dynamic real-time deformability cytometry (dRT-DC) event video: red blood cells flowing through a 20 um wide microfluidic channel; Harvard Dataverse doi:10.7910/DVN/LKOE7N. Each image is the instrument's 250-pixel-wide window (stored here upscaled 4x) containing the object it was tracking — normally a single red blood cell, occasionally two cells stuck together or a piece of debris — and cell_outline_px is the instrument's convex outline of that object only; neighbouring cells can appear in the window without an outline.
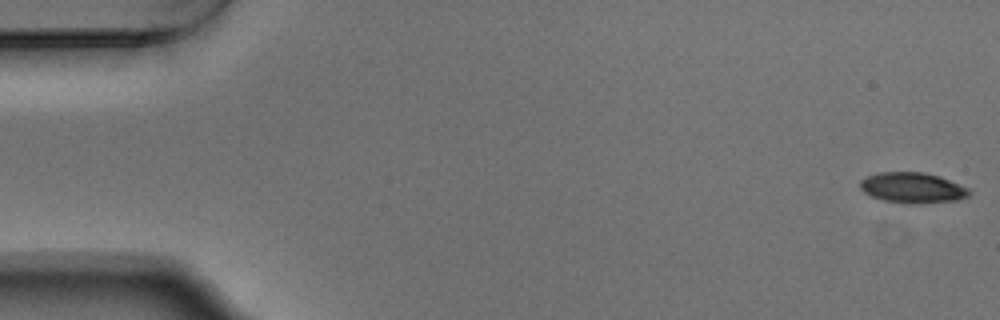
{"species": "Egyptian fruit bat (a non-hibernating species)", "species_latin": "Rousettus aegyptiacus", "temperature_condition": "warm", "stored_images_in_passage": 50, "camera_frame_rate_fps": 3000, "um_per_image_px": 0.085, "animal": {"sex": "male"}, "frame": {"image": 1, "passage_image": 1, "time_ms": 0.0, "image_size_px": [1000, 320], "cell_outline_px": [[972, 196], [960, 200], [920, 204], [904, 204], [884, 200], [872, 196], [864, 192], [860, 188], [860, 180], [868, 176], [880, 172], [924, 172], [940, 176], [968, 188], [972, 192]], "centroid_in_image_um": [77.62, 15.98], "position_along_channel_um": 7.4, "area_um2": 19.71}}
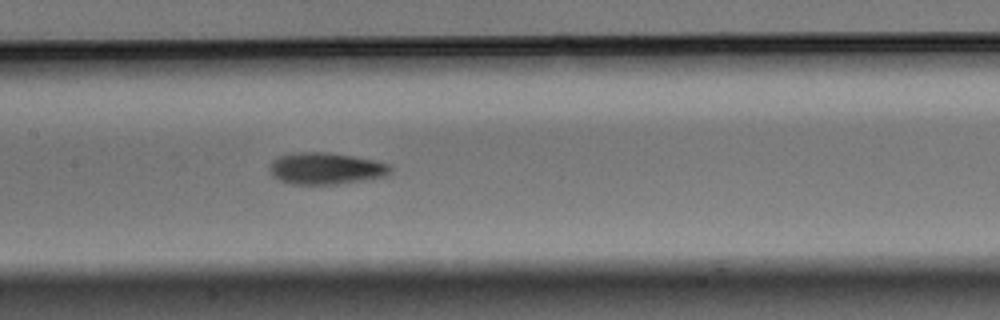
{"frame": {"image": 2, "passage_image": 26, "time_ms": 8.333, "image_size_px": [1000, 320], "cell_outline_px": [[392, 172], [384, 176], [364, 180], [336, 184], [292, 184], [280, 180], [272, 176], [268, 168], [272, 160], [280, 156], [296, 152], [324, 152], [352, 156], [372, 160], [388, 164], [392, 168]], "centroid_in_image_um": [27.66, 14.32], "position_along_channel_um": 179.7, "area_um2": 22.2}}
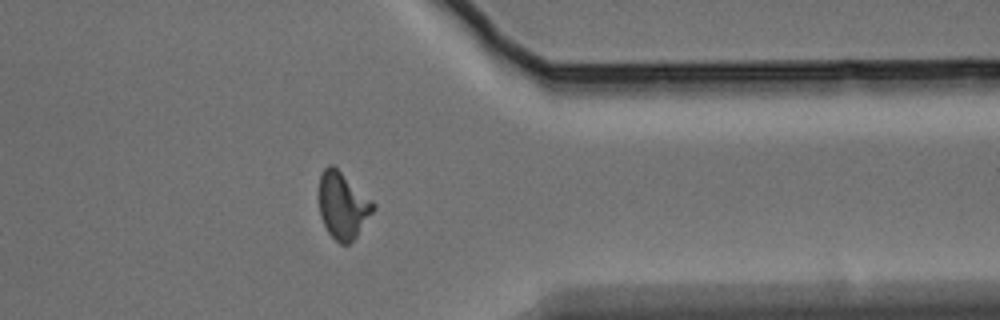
{"frame": {"image": 3, "passage_image": 43, "time_ms": 14.0, "image_size_px": [1000, 320], "cell_outline_px": [[376, 208], [356, 236], [348, 244], [340, 244], [328, 232], [320, 216], [320, 172], [328, 164], [332, 164], [372, 200], [376, 204]], "centroid_in_image_um": [29.14, 17.46], "position_along_channel_um": 382.3, "area_um2": 20.75}}